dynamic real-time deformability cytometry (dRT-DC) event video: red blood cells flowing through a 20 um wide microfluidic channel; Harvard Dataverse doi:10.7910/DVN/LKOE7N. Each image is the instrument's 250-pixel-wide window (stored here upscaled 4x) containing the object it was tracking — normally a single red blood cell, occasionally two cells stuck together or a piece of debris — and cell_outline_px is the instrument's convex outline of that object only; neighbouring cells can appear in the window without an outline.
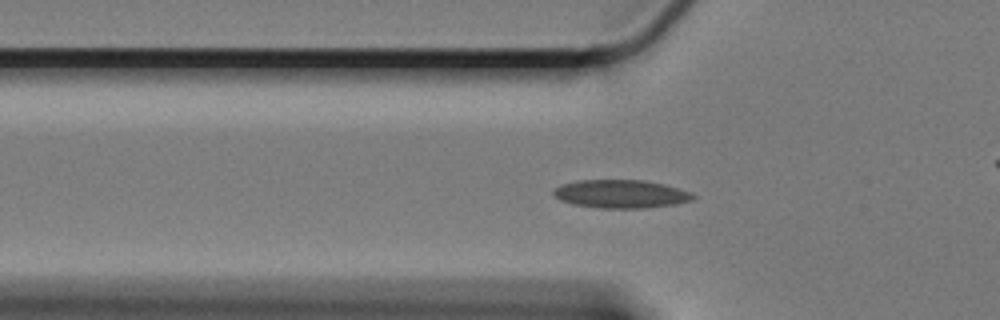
{"species": "Egyptian fruit bat (a non-hibernating species)", "species_latin": "Rousettus aegyptiacus", "temperature_condition": "cold", "stored_images_in_passage": 62, "camera_frame_rate_fps": 3000, "um_per_image_px": 0.085, "animal": {"sex": "female"}, "frame": {"image": 1, "passage_image": 20, "time_ms": 6.333, "image_size_px": [1000, 320], "cell_outline_px": [[696, 196], [692, 200], [676, 204], [644, 208], [596, 208], [572, 204], [560, 200], [552, 192], [560, 184], [580, 180], [644, 180], [664, 184], [692, 192]], "centroid_in_image_um": [52.78, 16.49], "position_along_channel_um": 73.0, "area_um2": 23.06}}
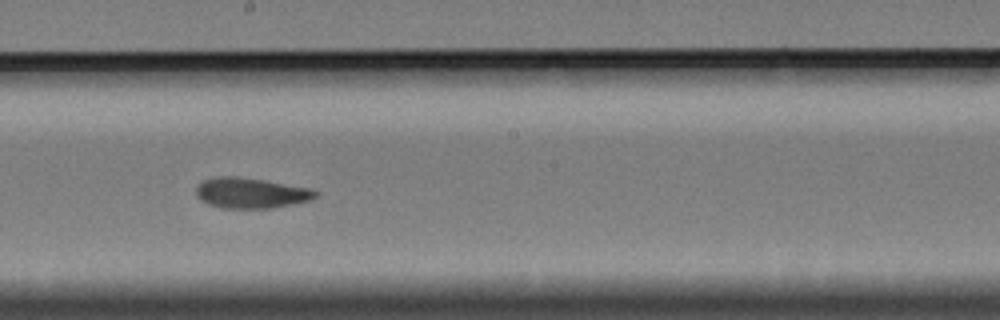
{"frame": {"image": 2, "passage_image": 34, "time_ms": 11.0, "image_size_px": [1000, 320], "cell_outline_px": [[320, 192], [316, 196], [308, 200], [292, 204], [272, 208], [220, 208], [208, 204], [200, 200], [196, 196], [196, 188], [204, 180], [220, 176], [236, 176], [264, 180], [312, 188]], "centroid_in_image_um": [21.33, 16.4], "position_along_channel_um": 226.9, "area_um2": 21.21}}
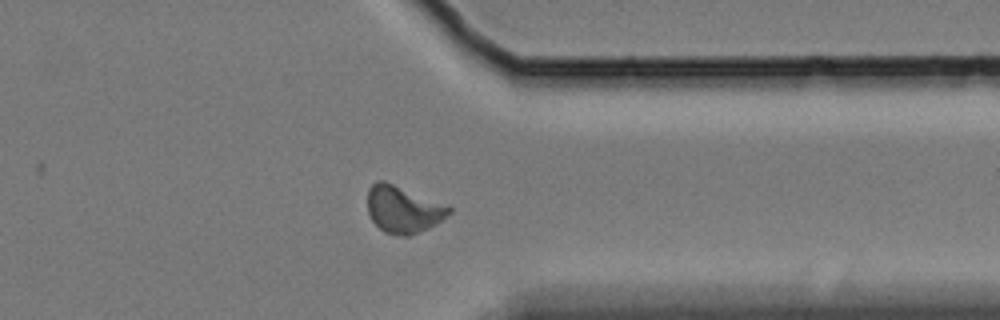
{"frame": {"image": 3, "passage_image": 48, "time_ms": 15.667, "image_size_px": [1000, 320], "cell_outline_px": [[452, 212], [436, 224], [428, 228], [408, 236], [404, 236], [384, 232], [372, 220], [368, 212], [368, 188], [376, 180], [384, 180], [448, 204], [452, 208]], "centroid_in_image_um": [34.29, 17.77], "position_along_channel_um": 377.1, "area_um2": 22.48}, "authors_computed_cell_mechanics": {"area_um2": 21.0681, "velocity_mm_per_s": 3.2802, "shape_relaxation_time_tau1_ms": 7.7773, "shape_relaxation_time_tau2_ms": 3.5171, "deformation_change_tau1": 0.1454, "deformation_change_tau2": 0.0731}}